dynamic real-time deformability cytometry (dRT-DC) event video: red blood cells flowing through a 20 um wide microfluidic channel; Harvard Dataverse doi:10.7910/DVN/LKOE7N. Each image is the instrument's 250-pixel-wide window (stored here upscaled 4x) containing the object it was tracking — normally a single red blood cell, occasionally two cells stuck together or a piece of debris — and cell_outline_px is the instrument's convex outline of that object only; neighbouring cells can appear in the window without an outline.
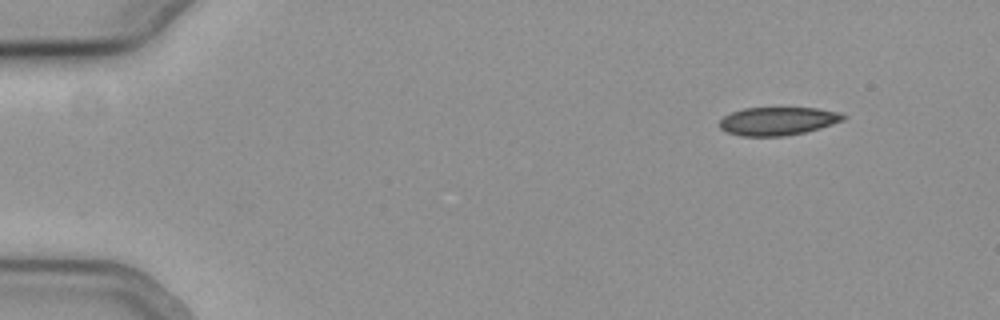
{"species": "common noctule bat (a hibernating species)", "species_latin": "Nyctalus noctula", "temperature_condition": "cold", "stored_images_in_passage": 50, "camera_frame_rate_fps": 3000, "um_per_image_px": 0.085, "animal": {"sex": "female", "body_mass_g": 19.3, "forearm_length_mm": 54.1}, "frame": {"image": 1, "passage_image": 1, "time_ms": 0.0, "image_size_px": [1000, 320], "cell_outline_px": [[848, 116], [844, 120], [820, 128], [804, 132], [784, 136], [740, 136], [728, 132], [720, 128], [720, 120], [724, 116], [732, 112], [744, 108], [816, 108], [836, 112]], "centroid_in_image_um": [66.11, 10.29], "position_along_channel_um": 18.9, "area_um2": 20.17}}
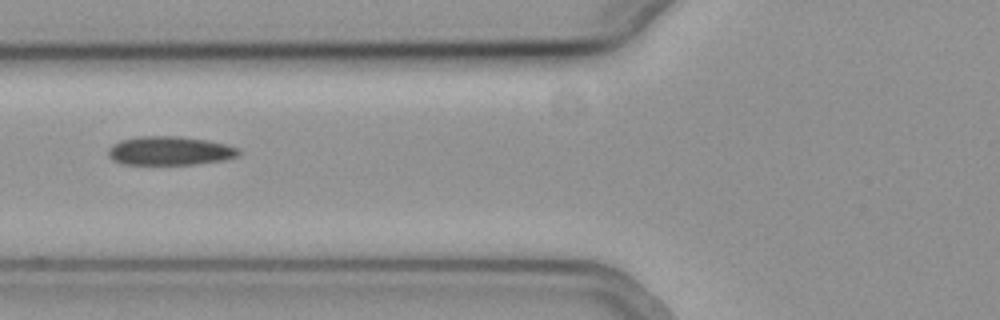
{"frame": {"image": 2, "passage_image": 17, "time_ms": 5.333, "image_size_px": [1000, 320], "cell_outline_px": [[240, 152], [236, 156], [224, 160], [196, 164], [124, 164], [112, 160], [108, 156], [108, 148], [112, 144], [120, 140], [140, 136], [180, 136], [208, 140], [240, 148]], "centroid_in_image_um": [14.41, 12.81], "position_along_channel_um": 111.4, "area_um2": 21.96}}
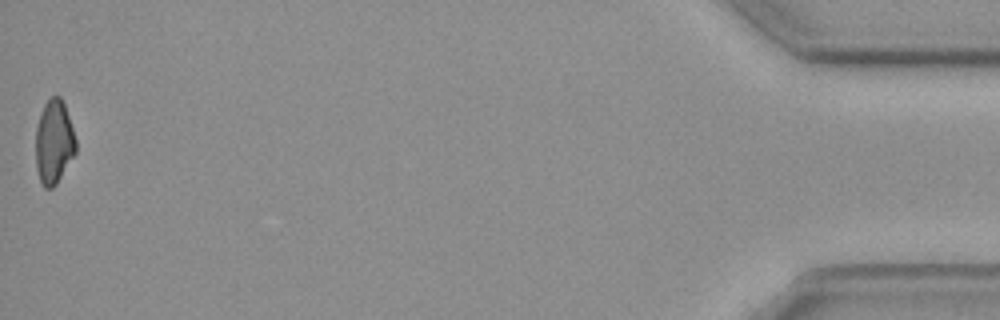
{"frame": {"image": 3, "passage_image": 50, "time_ms": 16.333, "image_size_px": [1000, 320], "cell_outline_px": [[76, 152], [56, 184], [52, 188], [44, 188], [40, 180], [36, 168], [36, 128], [44, 104], [52, 96], [60, 96], [64, 104], [76, 140]], "centroid_in_image_um": [4.58, 12.09], "position_along_channel_um": 430.6, "area_um2": 19.36}}